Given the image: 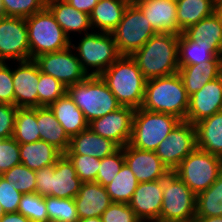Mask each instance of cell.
Instances as JSON below:
<instances>
[{
  "label": "cell",
  "mask_w": 222,
  "mask_h": 222,
  "mask_svg": "<svg viewBox=\"0 0 222 222\" xmlns=\"http://www.w3.org/2000/svg\"><path fill=\"white\" fill-rule=\"evenodd\" d=\"M196 147L195 125L183 120L160 142L155 153L173 171Z\"/></svg>",
  "instance_id": "14"
},
{
  "label": "cell",
  "mask_w": 222,
  "mask_h": 222,
  "mask_svg": "<svg viewBox=\"0 0 222 222\" xmlns=\"http://www.w3.org/2000/svg\"><path fill=\"white\" fill-rule=\"evenodd\" d=\"M4 16V8H3V4L0 0V17Z\"/></svg>",
  "instance_id": "54"
},
{
  "label": "cell",
  "mask_w": 222,
  "mask_h": 222,
  "mask_svg": "<svg viewBox=\"0 0 222 222\" xmlns=\"http://www.w3.org/2000/svg\"><path fill=\"white\" fill-rule=\"evenodd\" d=\"M21 164L33 171L55 165L63 155L58 149L46 141L19 144Z\"/></svg>",
  "instance_id": "28"
},
{
  "label": "cell",
  "mask_w": 222,
  "mask_h": 222,
  "mask_svg": "<svg viewBox=\"0 0 222 222\" xmlns=\"http://www.w3.org/2000/svg\"><path fill=\"white\" fill-rule=\"evenodd\" d=\"M16 113L17 107L15 105L0 104V139L12 137Z\"/></svg>",
  "instance_id": "47"
},
{
  "label": "cell",
  "mask_w": 222,
  "mask_h": 222,
  "mask_svg": "<svg viewBox=\"0 0 222 222\" xmlns=\"http://www.w3.org/2000/svg\"><path fill=\"white\" fill-rule=\"evenodd\" d=\"M189 96L179 73L146 80L141 108L186 119Z\"/></svg>",
  "instance_id": "2"
},
{
  "label": "cell",
  "mask_w": 222,
  "mask_h": 222,
  "mask_svg": "<svg viewBox=\"0 0 222 222\" xmlns=\"http://www.w3.org/2000/svg\"><path fill=\"white\" fill-rule=\"evenodd\" d=\"M18 64L16 69H12L14 105L17 108H37L39 66L34 60L20 61Z\"/></svg>",
  "instance_id": "16"
},
{
  "label": "cell",
  "mask_w": 222,
  "mask_h": 222,
  "mask_svg": "<svg viewBox=\"0 0 222 222\" xmlns=\"http://www.w3.org/2000/svg\"><path fill=\"white\" fill-rule=\"evenodd\" d=\"M195 125L197 148L222 157V111Z\"/></svg>",
  "instance_id": "27"
},
{
  "label": "cell",
  "mask_w": 222,
  "mask_h": 222,
  "mask_svg": "<svg viewBox=\"0 0 222 222\" xmlns=\"http://www.w3.org/2000/svg\"><path fill=\"white\" fill-rule=\"evenodd\" d=\"M222 170V157L195 148L172 171L195 195L208 189Z\"/></svg>",
  "instance_id": "9"
},
{
  "label": "cell",
  "mask_w": 222,
  "mask_h": 222,
  "mask_svg": "<svg viewBox=\"0 0 222 222\" xmlns=\"http://www.w3.org/2000/svg\"><path fill=\"white\" fill-rule=\"evenodd\" d=\"M0 222H31V221L19 212H11V213H5L4 216L0 218Z\"/></svg>",
  "instance_id": "49"
},
{
  "label": "cell",
  "mask_w": 222,
  "mask_h": 222,
  "mask_svg": "<svg viewBox=\"0 0 222 222\" xmlns=\"http://www.w3.org/2000/svg\"><path fill=\"white\" fill-rule=\"evenodd\" d=\"M12 137L19 144L41 140L37 126V108H17Z\"/></svg>",
  "instance_id": "34"
},
{
  "label": "cell",
  "mask_w": 222,
  "mask_h": 222,
  "mask_svg": "<svg viewBox=\"0 0 222 222\" xmlns=\"http://www.w3.org/2000/svg\"><path fill=\"white\" fill-rule=\"evenodd\" d=\"M77 222H102L101 217H89L79 219Z\"/></svg>",
  "instance_id": "52"
},
{
  "label": "cell",
  "mask_w": 222,
  "mask_h": 222,
  "mask_svg": "<svg viewBox=\"0 0 222 222\" xmlns=\"http://www.w3.org/2000/svg\"><path fill=\"white\" fill-rule=\"evenodd\" d=\"M163 179L140 182L128 203L140 221L160 218L162 208Z\"/></svg>",
  "instance_id": "19"
},
{
  "label": "cell",
  "mask_w": 222,
  "mask_h": 222,
  "mask_svg": "<svg viewBox=\"0 0 222 222\" xmlns=\"http://www.w3.org/2000/svg\"><path fill=\"white\" fill-rule=\"evenodd\" d=\"M124 163L125 158L123 147H120L113 154L101 159L96 182L104 187L110 184L111 181L116 177Z\"/></svg>",
  "instance_id": "42"
},
{
  "label": "cell",
  "mask_w": 222,
  "mask_h": 222,
  "mask_svg": "<svg viewBox=\"0 0 222 222\" xmlns=\"http://www.w3.org/2000/svg\"><path fill=\"white\" fill-rule=\"evenodd\" d=\"M7 182L14 183V188L22 194L34 193L36 188L35 171L23 164L13 166L1 175Z\"/></svg>",
  "instance_id": "39"
},
{
  "label": "cell",
  "mask_w": 222,
  "mask_h": 222,
  "mask_svg": "<svg viewBox=\"0 0 222 222\" xmlns=\"http://www.w3.org/2000/svg\"><path fill=\"white\" fill-rule=\"evenodd\" d=\"M176 6L181 34L188 27L211 16L215 10V0H178Z\"/></svg>",
  "instance_id": "32"
},
{
  "label": "cell",
  "mask_w": 222,
  "mask_h": 222,
  "mask_svg": "<svg viewBox=\"0 0 222 222\" xmlns=\"http://www.w3.org/2000/svg\"><path fill=\"white\" fill-rule=\"evenodd\" d=\"M73 163L77 176L82 183L96 182L101 159L90 155L65 154Z\"/></svg>",
  "instance_id": "40"
},
{
  "label": "cell",
  "mask_w": 222,
  "mask_h": 222,
  "mask_svg": "<svg viewBox=\"0 0 222 222\" xmlns=\"http://www.w3.org/2000/svg\"><path fill=\"white\" fill-rule=\"evenodd\" d=\"M49 222H77L76 204L72 198L44 197Z\"/></svg>",
  "instance_id": "36"
},
{
  "label": "cell",
  "mask_w": 222,
  "mask_h": 222,
  "mask_svg": "<svg viewBox=\"0 0 222 222\" xmlns=\"http://www.w3.org/2000/svg\"><path fill=\"white\" fill-rule=\"evenodd\" d=\"M162 197L160 218L194 222L196 195L172 171L163 178Z\"/></svg>",
  "instance_id": "11"
},
{
  "label": "cell",
  "mask_w": 222,
  "mask_h": 222,
  "mask_svg": "<svg viewBox=\"0 0 222 222\" xmlns=\"http://www.w3.org/2000/svg\"><path fill=\"white\" fill-rule=\"evenodd\" d=\"M76 10L84 12L88 15L92 12V9L98 3L99 0H65Z\"/></svg>",
  "instance_id": "48"
},
{
  "label": "cell",
  "mask_w": 222,
  "mask_h": 222,
  "mask_svg": "<svg viewBox=\"0 0 222 222\" xmlns=\"http://www.w3.org/2000/svg\"><path fill=\"white\" fill-rule=\"evenodd\" d=\"M71 46L76 50V56L89 76H100L121 56L112 33L93 32L92 30L91 33L84 34L78 46L73 43ZM90 68H93V71L89 72Z\"/></svg>",
  "instance_id": "7"
},
{
  "label": "cell",
  "mask_w": 222,
  "mask_h": 222,
  "mask_svg": "<svg viewBox=\"0 0 222 222\" xmlns=\"http://www.w3.org/2000/svg\"><path fill=\"white\" fill-rule=\"evenodd\" d=\"M38 107H49L65 93L67 88L57 79L40 72L38 83Z\"/></svg>",
  "instance_id": "38"
},
{
  "label": "cell",
  "mask_w": 222,
  "mask_h": 222,
  "mask_svg": "<svg viewBox=\"0 0 222 222\" xmlns=\"http://www.w3.org/2000/svg\"><path fill=\"white\" fill-rule=\"evenodd\" d=\"M4 16L27 18L46 8L47 0H1Z\"/></svg>",
  "instance_id": "41"
},
{
  "label": "cell",
  "mask_w": 222,
  "mask_h": 222,
  "mask_svg": "<svg viewBox=\"0 0 222 222\" xmlns=\"http://www.w3.org/2000/svg\"><path fill=\"white\" fill-rule=\"evenodd\" d=\"M181 120L173 115L135 109L129 145L155 151Z\"/></svg>",
  "instance_id": "6"
},
{
  "label": "cell",
  "mask_w": 222,
  "mask_h": 222,
  "mask_svg": "<svg viewBox=\"0 0 222 222\" xmlns=\"http://www.w3.org/2000/svg\"><path fill=\"white\" fill-rule=\"evenodd\" d=\"M74 201L79 219L101 217L113 203L105 187L98 182L82 183Z\"/></svg>",
  "instance_id": "21"
},
{
  "label": "cell",
  "mask_w": 222,
  "mask_h": 222,
  "mask_svg": "<svg viewBox=\"0 0 222 222\" xmlns=\"http://www.w3.org/2000/svg\"><path fill=\"white\" fill-rule=\"evenodd\" d=\"M4 214H5V212H4V211L1 209V207H0V218L3 217Z\"/></svg>",
  "instance_id": "55"
},
{
  "label": "cell",
  "mask_w": 222,
  "mask_h": 222,
  "mask_svg": "<svg viewBox=\"0 0 222 222\" xmlns=\"http://www.w3.org/2000/svg\"><path fill=\"white\" fill-rule=\"evenodd\" d=\"M102 222H140L127 203L113 202L101 215Z\"/></svg>",
  "instance_id": "45"
},
{
  "label": "cell",
  "mask_w": 222,
  "mask_h": 222,
  "mask_svg": "<svg viewBox=\"0 0 222 222\" xmlns=\"http://www.w3.org/2000/svg\"><path fill=\"white\" fill-rule=\"evenodd\" d=\"M53 14L56 22L63 29L65 34L71 39L70 33L92 30L90 16L84 12L76 10L65 0H47L46 6ZM83 31V32H82Z\"/></svg>",
  "instance_id": "23"
},
{
  "label": "cell",
  "mask_w": 222,
  "mask_h": 222,
  "mask_svg": "<svg viewBox=\"0 0 222 222\" xmlns=\"http://www.w3.org/2000/svg\"><path fill=\"white\" fill-rule=\"evenodd\" d=\"M154 34L156 32L151 24L133 2L128 5L120 23L112 31L119 54L128 56L145 45Z\"/></svg>",
  "instance_id": "10"
},
{
  "label": "cell",
  "mask_w": 222,
  "mask_h": 222,
  "mask_svg": "<svg viewBox=\"0 0 222 222\" xmlns=\"http://www.w3.org/2000/svg\"><path fill=\"white\" fill-rule=\"evenodd\" d=\"M67 94L81 109L88 123L121 107L100 76H88L68 86Z\"/></svg>",
  "instance_id": "4"
},
{
  "label": "cell",
  "mask_w": 222,
  "mask_h": 222,
  "mask_svg": "<svg viewBox=\"0 0 222 222\" xmlns=\"http://www.w3.org/2000/svg\"><path fill=\"white\" fill-rule=\"evenodd\" d=\"M49 108L70 138L89 128L83 112L67 93L52 103Z\"/></svg>",
  "instance_id": "26"
},
{
  "label": "cell",
  "mask_w": 222,
  "mask_h": 222,
  "mask_svg": "<svg viewBox=\"0 0 222 222\" xmlns=\"http://www.w3.org/2000/svg\"><path fill=\"white\" fill-rule=\"evenodd\" d=\"M194 222H222V216L195 217Z\"/></svg>",
  "instance_id": "50"
},
{
  "label": "cell",
  "mask_w": 222,
  "mask_h": 222,
  "mask_svg": "<svg viewBox=\"0 0 222 222\" xmlns=\"http://www.w3.org/2000/svg\"><path fill=\"white\" fill-rule=\"evenodd\" d=\"M183 33L196 44L212 46L222 55V22L215 13L188 27Z\"/></svg>",
  "instance_id": "30"
},
{
  "label": "cell",
  "mask_w": 222,
  "mask_h": 222,
  "mask_svg": "<svg viewBox=\"0 0 222 222\" xmlns=\"http://www.w3.org/2000/svg\"><path fill=\"white\" fill-rule=\"evenodd\" d=\"M17 212L31 222H49L45 199L36 192L22 194Z\"/></svg>",
  "instance_id": "37"
},
{
  "label": "cell",
  "mask_w": 222,
  "mask_h": 222,
  "mask_svg": "<svg viewBox=\"0 0 222 222\" xmlns=\"http://www.w3.org/2000/svg\"><path fill=\"white\" fill-rule=\"evenodd\" d=\"M214 13L220 18V21L222 22V0H215Z\"/></svg>",
  "instance_id": "51"
},
{
  "label": "cell",
  "mask_w": 222,
  "mask_h": 222,
  "mask_svg": "<svg viewBox=\"0 0 222 222\" xmlns=\"http://www.w3.org/2000/svg\"><path fill=\"white\" fill-rule=\"evenodd\" d=\"M219 111H222V75L190 96L185 121L196 124Z\"/></svg>",
  "instance_id": "18"
},
{
  "label": "cell",
  "mask_w": 222,
  "mask_h": 222,
  "mask_svg": "<svg viewBox=\"0 0 222 222\" xmlns=\"http://www.w3.org/2000/svg\"><path fill=\"white\" fill-rule=\"evenodd\" d=\"M7 64L0 62V104L14 105L12 69Z\"/></svg>",
  "instance_id": "46"
},
{
  "label": "cell",
  "mask_w": 222,
  "mask_h": 222,
  "mask_svg": "<svg viewBox=\"0 0 222 222\" xmlns=\"http://www.w3.org/2000/svg\"><path fill=\"white\" fill-rule=\"evenodd\" d=\"M167 1H172V2H175V3H176L178 0H167Z\"/></svg>",
  "instance_id": "56"
},
{
  "label": "cell",
  "mask_w": 222,
  "mask_h": 222,
  "mask_svg": "<svg viewBox=\"0 0 222 222\" xmlns=\"http://www.w3.org/2000/svg\"><path fill=\"white\" fill-rule=\"evenodd\" d=\"M30 60L28 29L25 18L0 17V62Z\"/></svg>",
  "instance_id": "13"
},
{
  "label": "cell",
  "mask_w": 222,
  "mask_h": 222,
  "mask_svg": "<svg viewBox=\"0 0 222 222\" xmlns=\"http://www.w3.org/2000/svg\"><path fill=\"white\" fill-rule=\"evenodd\" d=\"M150 222V221H148ZM151 222H187V221H182V220H167V219H163V218H157L154 220H151Z\"/></svg>",
  "instance_id": "53"
},
{
  "label": "cell",
  "mask_w": 222,
  "mask_h": 222,
  "mask_svg": "<svg viewBox=\"0 0 222 222\" xmlns=\"http://www.w3.org/2000/svg\"><path fill=\"white\" fill-rule=\"evenodd\" d=\"M132 0H99L90 13V23L98 32L112 33Z\"/></svg>",
  "instance_id": "25"
},
{
  "label": "cell",
  "mask_w": 222,
  "mask_h": 222,
  "mask_svg": "<svg viewBox=\"0 0 222 222\" xmlns=\"http://www.w3.org/2000/svg\"><path fill=\"white\" fill-rule=\"evenodd\" d=\"M37 126L41 140L51 144L62 154L66 153L69 148L70 137L49 107H37Z\"/></svg>",
  "instance_id": "29"
},
{
  "label": "cell",
  "mask_w": 222,
  "mask_h": 222,
  "mask_svg": "<svg viewBox=\"0 0 222 222\" xmlns=\"http://www.w3.org/2000/svg\"><path fill=\"white\" fill-rule=\"evenodd\" d=\"M156 33L180 34L177 6L167 0H132Z\"/></svg>",
  "instance_id": "20"
},
{
  "label": "cell",
  "mask_w": 222,
  "mask_h": 222,
  "mask_svg": "<svg viewBox=\"0 0 222 222\" xmlns=\"http://www.w3.org/2000/svg\"><path fill=\"white\" fill-rule=\"evenodd\" d=\"M21 164L19 143L13 138L0 139V175Z\"/></svg>",
  "instance_id": "43"
},
{
  "label": "cell",
  "mask_w": 222,
  "mask_h": 222,
  "mask_svg": "<svg viewBox=\"0 0 222 222\" xmlns=\"http://www.w3.org/2000/svg\"><path fill=\"white\" fill-rule=\"evenodd\" d=\"M210 60H222L220 55L212 46L196 44L183 32L178 38V65L179 67L201 64Z\"/></svg>",
  "instance_id": "31"
},
{
  "label": "cell",
  "mask_w": 222,
  "mask_h": 222,
  "mask_svg": "<svg viewBox=\"0 0 222 222\" xmlns=\"http://www.w3.org/2000/svg\"><path fill=\"white\" fill-rule=\"evenodd\" d=\"M25 20L28 29L30 60L45 53L63 50L71 45V39L47 7Z\"/></svg>",
  "instance_id": "5"
},
{
  "label": "cell",
  "mask_w": 222,
  "mask_h": 222,
  "mask_svg": "<svg viewBox=\"0 0 222 222\" xmlns=\"http://www.w3.org/2000/svg\"><path fill=\"white\" fill-rule=\"evenodd\" d=\"M178 34L156 33L131 56L146 80L178 72Z\"/></svg>",
  "instance_id": "1"
},
{
  "label": "cell",
  "mask_w": 222,
  "mask_h": 222,
  "mask_svg": "<svg viewBox=\"0 0 222 222\" xmlns=\"http://www.w3.org/2000/svg\"><path fill=\"white\" fill-rule=\"evenodd\" d=\"M178 73L190 97L201 90L205 84L222 75V60H210L201 64L179 67Z\"/></svg>",
  "instance_id": "24"
},
{
  "label": "cell",
  "mask_w": 222,
  "mask_h": 222,
  "mask_svg": "<svg viewBox=\"0 0 222 222\" xmlns=\"http://www.w3.org/2000/svg\"><path fill=\"white\" fill-rule=\"evenodd\" d=\"M222 216V170L217 180L196 195V217Z\"/></svg>",
  "instance_id": "35"
},
{
  "label": "cell",
  "mask_w": 222,
  "mask_h": 222,
  "mask_svg": "<svg viewBox=\"0 0 222 222\" xmlns=\"http://www.w3.org/2000/svg\"><path fill=\"white\" fill-rule=\"evenodd\" d=\"M0 175V207L5 213L17 212L22 193Z\"/></svg>",
  "instance_id": "44"
},
{
  "label": "cell",
  "mask_w": 222,
  "mask_h": 222,
  "mask_svg": "<svg viewBox=\"0 0 222 222\" xmlns=\"http://www.w3.org/2000/svg\"><path fill=\"white\" fill-rule=\"evenodd\" d=\"M123 153L125 163L139 183L163 179L171 172L155 151L141 150L126 144Z\"/></svg>",
  "instance_id": "17"
},
{
  "label": "cell",
  "mask_w": 222,
  "mask_h": 222,
  "mask_svg": "<svg viewBox=\"0 0 222 222\" xmlns=\"http://www.w3.org/2000/svg\"><path fill=\"white\" fill-rule=\"evenodd\" d=\"M135 109L132 107L121 106L117 110L95 119L89 123V128L96 134L110 139L119 147L129 144L133 116Z\"/></svg>",
  "instance_id": "15"
},
{
  "label": "cell",
  "mask_w": 222,
  "mask_h": 222,
  "mask_svg": "<svg viewBox=\"0 0 222 222\" xmlns=\"http://www.w3.org/2000/svg\"><path fill=\"white\" fill-rule=\"evenodd\" d=\"M138 181L129 166L124 163L116 177L105 186L112 202L129 203L138 186Z\"/></svg>",
  "instance_id": "33"
},
{
  "label": "cell",
  "mask_w": 222,
  "mask_h": 222,
  "mask_svg": "<svg viewBox=\"0 0 222 222\" xmlns=\"http://www.w3.org/2000/svg\"><path fill=\"white\" fill-rule=\"evenodd\" d=\"M72 49V50H71ZM73 48L69 47L39 55L34 59L42 73L60 81L66 88L85 80L89 75L83 70Z\"/></svg>",
  "instance_id": "12"
},
{
  "label": "cell",
  "mask_w": 222,
  "mask_h": 222,
  "mask_svg": "<svg viewBox=\"0 0 222 222\" xmlns=\"http://www.w3.org/2000/svg\"><path fill=\"white\" fill-rule=\"evenodd\" d=\"M119 148L112 140L104 138L87 128L70 138L69 148L65 154L90 155L103 159Z\"/></svg>",
  "instance_id": "22"
},
{
  "label": "cell",
  "mask_w": 222,
  "mask_h": 222,
  "mask_svg": "<svg viewBox=\"0 0 222 222\" xmlns=\"http://www.w3.org/2000/svg\"><path fill=\"white\" fill-rule=\"evenodd\" d=\"M35 192L42 197L74 199L82 184L73 163L63 154L55 165L35 171Z\"/></svg>",
  "instance_id": "8"
},
{
  "label": "cell",
  "mask_w": 222,
  "mask_h": 222,
  "mask_svg": "<svg viewBox=\"0 0 222 222\" xmlns=\"http://www.w3.org/2000/svg\"><path fill=\"white\" fill-rule=\"evenodd\" d=\"M100 77L121 106L141 108L146 79L132 56L121 55Z\"/></svg>",
  "instance_id": "3"
}]
</instances>
